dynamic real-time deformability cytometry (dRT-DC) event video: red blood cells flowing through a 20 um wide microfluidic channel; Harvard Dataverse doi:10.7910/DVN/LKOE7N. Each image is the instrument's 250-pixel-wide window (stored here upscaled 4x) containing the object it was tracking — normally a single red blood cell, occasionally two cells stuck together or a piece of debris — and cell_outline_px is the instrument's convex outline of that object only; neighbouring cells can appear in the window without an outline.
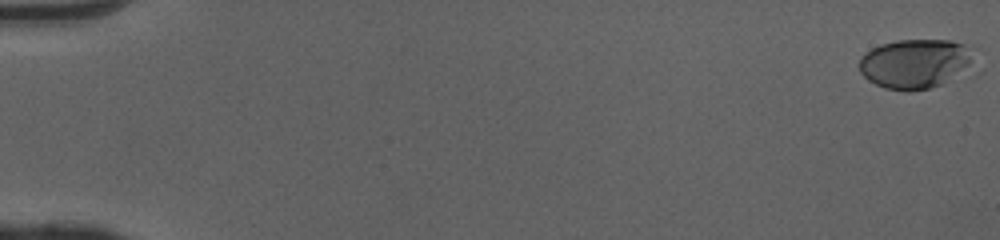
{"species": "human", "species_latin": "Homo sapiens", "temperature_condition": "cold", "stored_images_in_passage": 51, "camera_frame_rate_fps": 3000, "um_per_image_px": 0.085, "donor": {"sex": "female"}, "frame": {"image": 1, "passage_image": 1, "time_ms": 0.0, "image_size_px": [1000, 240], "cell_outline_px": [[980, 48], [972, 68], [940, 84], [928, 88], [908, 92], [884, 88], [868, 80], [860, 72], [860, 60], [864, 52], [880, 44], [896, 40], [952, 40]], "centroid_in_image_um": [77.9, 5.38], "position_along_channel_um": 7.1, "area_um2": 33.99}}
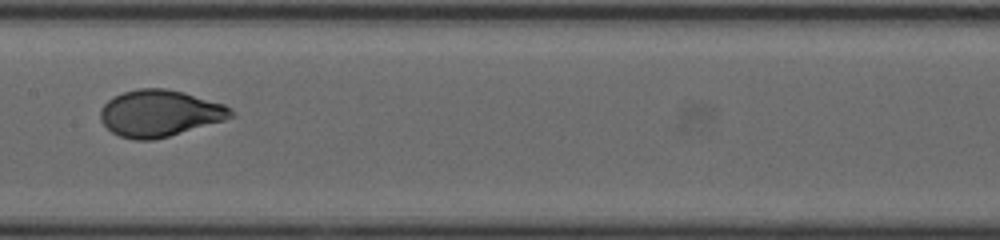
{"frame": {"image": 2, "passage_image": 28, "time_ms": 9.0, "image_size_px": [1000, 240], "cell_outline_px": [[236, 116], [224, 120], [168, 136], [152, 140], [136, 140], [120, 136], [112, 132], [100, 120], [100, 108], [112, 96], [124, 92], [140, 88], [164, 88], [184, 92], [224, 104], [232, 108], [236, 112]], "centroid_in_image_um": [13.58, 9.62], "position_along_channel_um": 193.8, "area_um2": 35.49}}
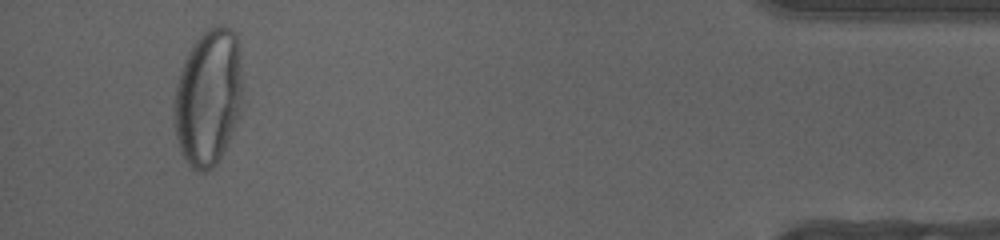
{"frame": {"image": 3, "passage_image": 49, "time_ms": 16.0, "image_size_px": [1000, 240], "cell_outline_px": [[244, 104], [232, 132], [216, 164], [212, 168], [204, 172], [200, 172], [192, 168], [188, 164], [180, 152], [176, 136], [172, 108], [172, 104], [176, 84], [184, 60], [192, 44], [208, 28], [216, 24], [224, 24], [236, 32], [240, 52]], "centroid_in_image_um": [17.71, 8.24], "position_along_channel_um": 417.5, "area_um2": 55.55}, "authors_computed_cell_mechanics": {"area_um2": 35.0846, "velocity_mm_per_s": 4.0808, "shape_relaxation_time_tau1_ms": 3.98, "shape_relaxation_time_tau2_ms": null, "deformation_change_tau1": 0.1917, "deformation_change_tau2": null}}